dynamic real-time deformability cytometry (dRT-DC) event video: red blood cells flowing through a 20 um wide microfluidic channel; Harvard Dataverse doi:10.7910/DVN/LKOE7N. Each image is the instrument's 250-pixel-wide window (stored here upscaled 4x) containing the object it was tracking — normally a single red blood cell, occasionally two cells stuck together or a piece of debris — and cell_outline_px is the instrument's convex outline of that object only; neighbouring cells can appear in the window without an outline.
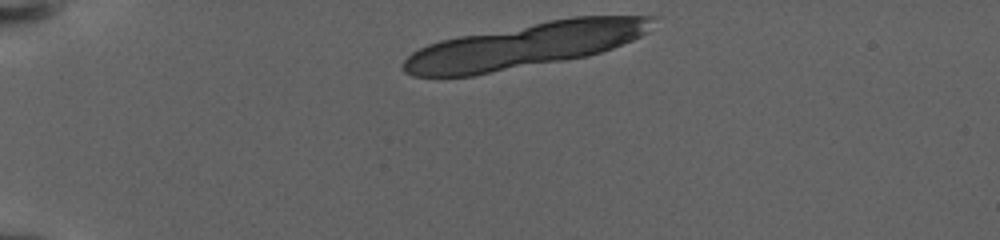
{"species": "human", "species_latin": "Homo sapiens", "temperature_condition": "warm", "stored_images_in_passage": 11, "segment_of_instrument_passage": [1, 2], "camera_frame_rate_fps": 3000, "um_per_image_px": 0.085, "donor": {"sex": "female"}, "frame": {"image": 1, "passage_image": 1, "time_ms": 0.0, "image_size_px": [1000, 240], "cell_outline_px": [[660, 16], [648, 32], [632, 40], [612, 48], [588, 56], [476, 76], [412, 76], [404, 72], [404, 60], [412, 52], [428, 44], [440, 40], [460, 36], [548, 20], [572, 16]], "centroid_in_image_um": [44.67, 3.86], "position_along_channel_um": 40.3, "area_um2": 65.43}}